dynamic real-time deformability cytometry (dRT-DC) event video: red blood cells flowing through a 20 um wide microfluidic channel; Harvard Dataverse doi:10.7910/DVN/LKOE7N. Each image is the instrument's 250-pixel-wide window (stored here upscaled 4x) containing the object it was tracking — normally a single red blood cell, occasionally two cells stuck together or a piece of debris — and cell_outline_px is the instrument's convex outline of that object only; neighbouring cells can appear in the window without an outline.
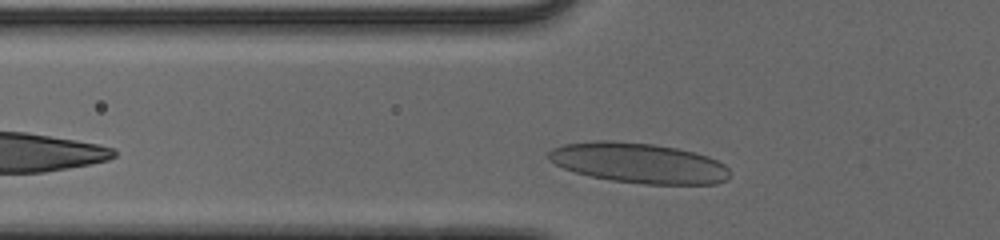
{"species": "human", "species_latin": "Homo sapiens", "temperature_condition": "cold", "stored_images_in_passage": 29, "camera_frame_rate_fps": 3000, "um_per_image_px": 0.085, "donor": {"sex": "male"}, "frame": {"image": 1, "passage_image": 3, "time_ms": 0.667, "image_size_px": [1000, 240], "cell_outline_px": [[728, 176], [724, 180], [716, 184], [644, 184], [612, 180], [592, 176], [576, 172], [564, 168], [548, 160], [548, 152], [552, 148], [564, 144], [596, 140], [608, 140], [652, 144], [676, 148], [708, 156], [724, 164], [728, 168]], "centroid_in_image_um": [54.26, 13.85], "position_along_channel_um": 71.5, "area_um2": 42.14}}
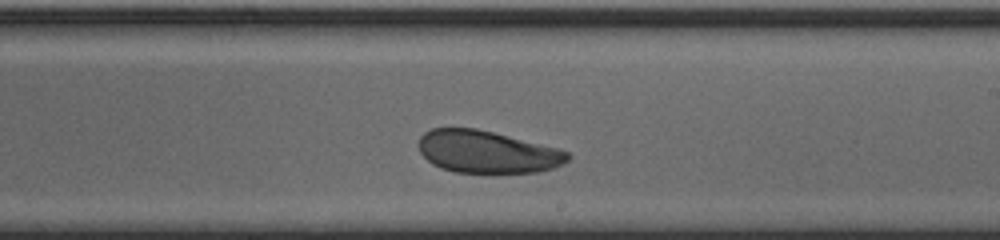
{"frame": {"image": 2, "passage_image": 17, "time_ms": 5.333, "image_size_px": [1000, 240], "cell_outline_px": [[572, 156], [568, 160], [552, 168], [540, 172], [456, 172], [440, 168], [432, 164], [420, 152], [416, 144], [420, 136], [424, 132], [432, 128], [476, 128], [560, 148], [568, 152]], "centroid_in_image_um": [41.38, 12.9], "position_along_channel_um": 247.6, "area_um2": 36.88}}
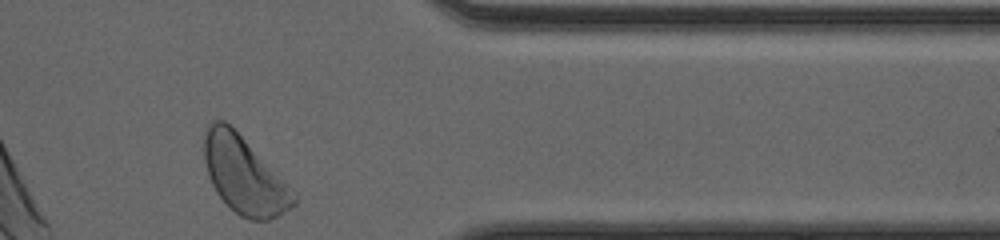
{"frame": {"image": 3, "passage_image": 29, "time_ms": 9.333, "image_size_px": [1000, 240], "cell_outline_px": [[296, 204], [276, 216], [268, 220], [252, 220], [240, 216], [216, 192], [208, 176], [204, 160], [204, 132], [208, 124], [212, 120], [224, 120], [296, 192]], "centroid_in_image_um": [20.73, 14.9], "position_along_channel_um": 390.7, "area_um2": 39.36}, "authors_computed_cell_mechanics": {"area_um2": 38.8416, "velocity_mm_per_s": 3.8278, "shape_relaxation_time_tau1_ms": 2.6061, "shape_relaxation_time_tau2_ms": 1.0715, "deformation_change_tau1": 0.1049, "deformation_change_tau2": 0.0677}}